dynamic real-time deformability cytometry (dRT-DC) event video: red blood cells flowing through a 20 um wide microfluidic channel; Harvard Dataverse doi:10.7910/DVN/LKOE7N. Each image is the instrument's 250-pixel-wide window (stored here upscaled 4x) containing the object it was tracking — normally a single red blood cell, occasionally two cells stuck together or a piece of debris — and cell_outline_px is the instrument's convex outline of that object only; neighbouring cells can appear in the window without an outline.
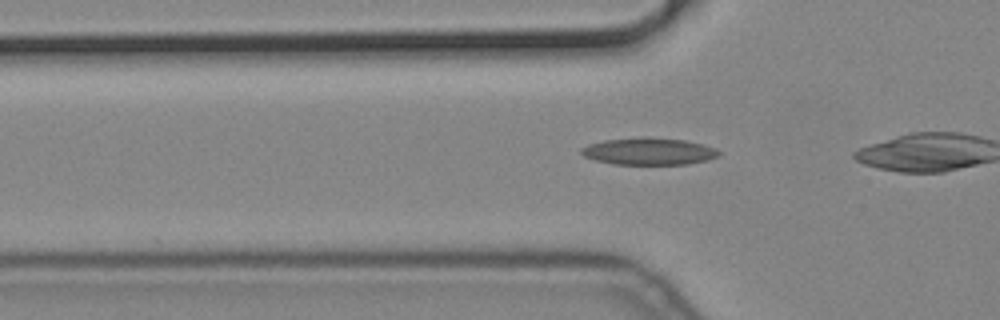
{"species": "common noctule bat (a hibernating species)", "species_latin": "Nyctalus noctula", "temperature_condition": "cold", "stored_images_in_passage": 33, "camera_frame_rate_fps": 3000, "um_per_image_px": 0.085, "animal": {"sex": "male", "body_mass_g": 19.2, "forearm_length_mm": 51.8}, "frame": {"image": 1, "passage_image": 7, "time_ms": 2.0, "image_size_px": [1000, 320], "cell_outline_px": [[720, 152], [716, 156], [708, 160], [688, 164], [612, 164], [596, 160], [584, 156], [580, 152], [580, 148], [588, 144], [604, 140], [644, 136], [648, 136], [684, 140], [716, 148]], "centroid_in_image_um": [55.11, 12.85], "position_along_channel_um": 70.7, "area_um2": 21.73}}
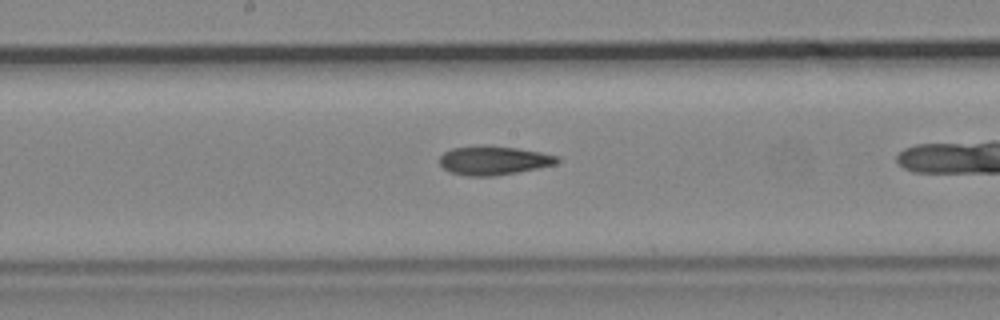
{"frame": {"image": 2, "passage_image": 18, "time_ms": 5.667, "image_size_px": [1000, 320], "cell_outline_px": [[560, 160], [556, 164], [496, 176], [464, 176], [452, 172], [444, 168], [440, 164], [440, 156], [444, 152], [452, 148], [484, 144], [516, 148], [540, 152], [556, 156]], "centroid_in_image_um": [41.92, 13.63], "position_along_channel_um": 206.3, "area_um2": 19.77}}
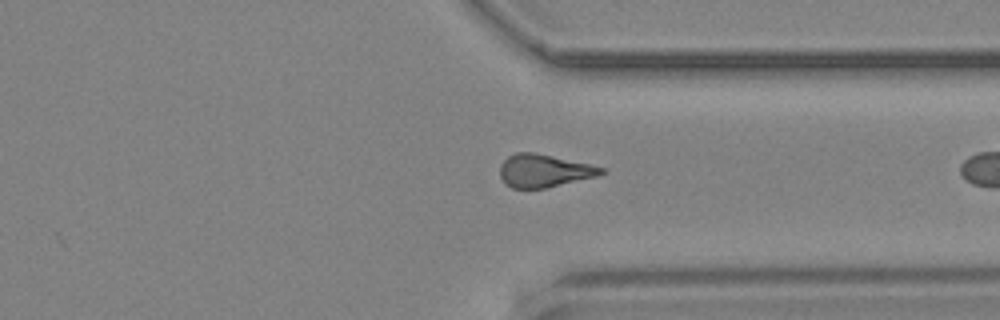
{"frame": {"image": 3, "passage_image": 31, "time_ms": 10.0, "image_size_px": [1000, 320], "cell_outline_px": [[604, 172], [596, 176], [548, 188], [512, 188], [504, 184], [500, 176], [500, 164], [508, 156], [516, 152], [532, 152], [552, 156], [588, 164], [604, 168]], "centroid_in_image_um": [46.18, 14.52], "position_along_channel_um": 365.2, "area_um2": 19.25}}